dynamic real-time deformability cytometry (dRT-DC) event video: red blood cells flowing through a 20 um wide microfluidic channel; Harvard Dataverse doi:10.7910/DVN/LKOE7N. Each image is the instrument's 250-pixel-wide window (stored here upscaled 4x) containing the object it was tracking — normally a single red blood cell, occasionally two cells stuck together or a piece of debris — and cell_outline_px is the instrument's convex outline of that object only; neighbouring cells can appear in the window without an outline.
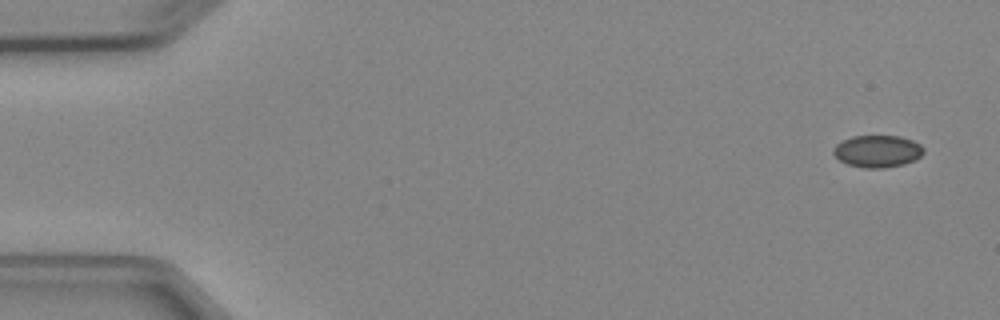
{"species": "Egyptian fruit bat (a non-hibernating species)", "species_latin": "Rousettus aegyptiacus", "temperature_condition": "cold", "stored_images_in_passage": 4, "camera_frame_rate_fps": 3000, "um_per_image_px": 0.085, "animal": {"sex": "female"}, "frame": {"image": 1, "passage_image": 1, "time_ms": 0.0, "image_size_px": [1000, 320], "cell_outline_px": [[924, 152], [916, 160], [904, 164], [884, 168], [864, 168], [848, 164], [840, 160], [832, 152], [832, 148], [836, 144], [852, 136], [900, 136], [912, 140], [920, 144], [924, 148]], "centroid_in_image_um": [74.6, 12.86], "position_along_channel_um": 10.4, "area_um2": 16.94}}
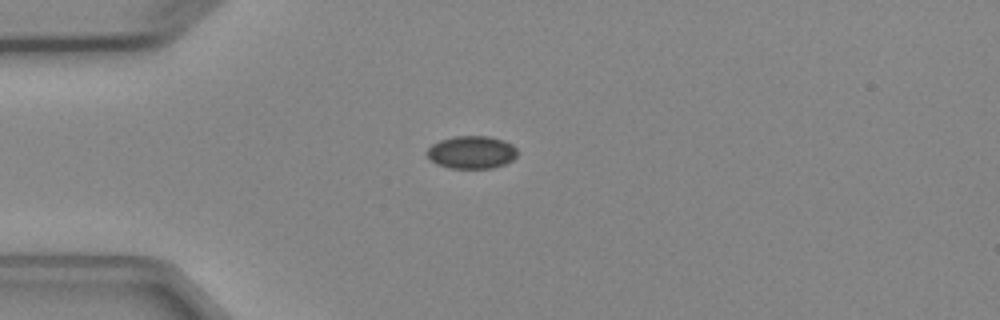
{"frame": {"image": 2, "passage_image": 4, "time_ms": 3.667, "image_size_px": [1000, 320], "cell_outline_px": [[516, 156], [512, 160], [504, 164], [492, 168], [448, 168], [432, 160], [424, 152], [432, 144], [440, 140], [452, 136], [488, 136], [504, 140], [512, 144], [516, 148]], "centroid_in_image_um": [40.08, 12.93], "position_along_channel_um": 44.9, "area_um2": 17.22}}